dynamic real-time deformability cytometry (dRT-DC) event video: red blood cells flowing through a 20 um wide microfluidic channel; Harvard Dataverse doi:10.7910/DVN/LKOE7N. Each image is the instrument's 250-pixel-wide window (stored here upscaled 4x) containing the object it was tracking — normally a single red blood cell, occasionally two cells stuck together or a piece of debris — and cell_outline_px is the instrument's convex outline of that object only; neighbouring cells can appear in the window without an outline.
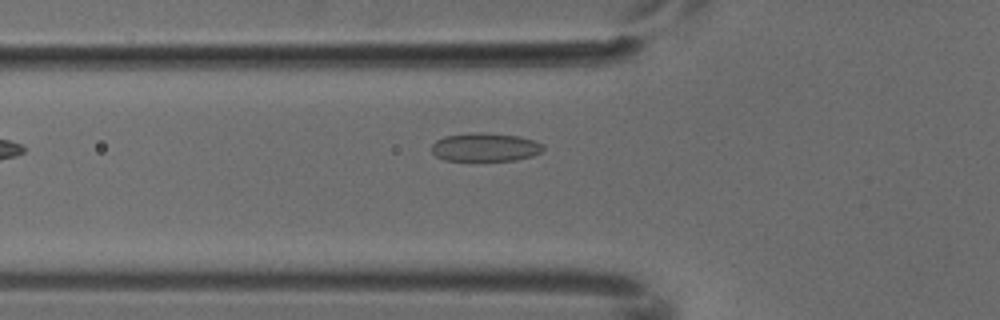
{"species": "common noctule bat (a hibernating species)", "species_latin": "Nyctalus noctula", "temperature_condition": "cold", "stored_images_in_passage": 5, "camera_frame_rate_fps": 3000, "um_per_image_px": 0.085, "animal": {"sex": "male", "body_mass_g": 18.8}, "frame": {"image": 1, "passage_image": 5, "time_ms": 1.333, "image_size_px": [1000, 320], "cell_outline_px": [[544, 148], [540, 152], [532, 156], [516, 160], [444, 160], [436, 156], [432, 152], [432, 144], [436, 140], [444, 136], [472, 132], [484, 132], [520, 136], [544, 144]], "centroid_in_image_um": [41.23, 12.5], "position_along_channel_um": 84.6, "area_um2": 18.55}}